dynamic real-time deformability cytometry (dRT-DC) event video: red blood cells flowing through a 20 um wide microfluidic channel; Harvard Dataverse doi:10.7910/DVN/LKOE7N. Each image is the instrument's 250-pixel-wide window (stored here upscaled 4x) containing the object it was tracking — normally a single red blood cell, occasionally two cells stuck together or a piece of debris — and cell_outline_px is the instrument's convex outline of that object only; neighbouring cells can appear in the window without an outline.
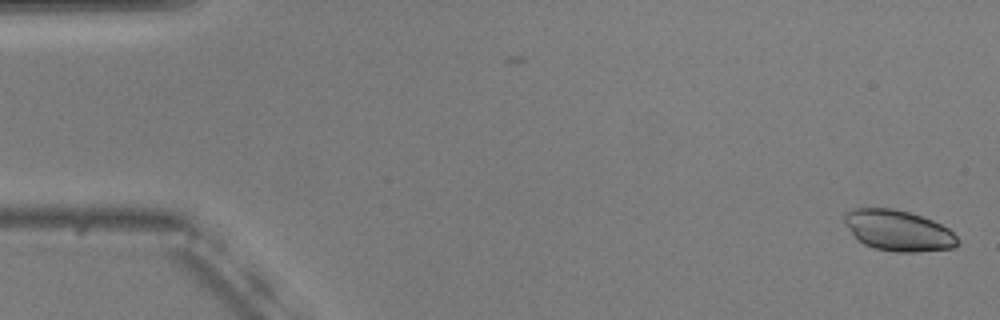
{"species": "common noctule bat (a hibernating species)", "species_latin": "Nyctalus noctula", "temperature_condition": "warm", "stored_images_in_passage": 9, "camera_frame_rate_fps": 3000, "um_per_image_px": 0.085, "animal": {"sex": "male", "body_mass_g": 20.5, "forearm_length_mm": 52.5}, "frame": {"image": 1, "passage_image": 1, "time_ms": 0.0, "image_size_px": [1000, 320], "cell_outline_px": [[960, 244], [952, 248], [916, 252], [896, 252], [876, 248], [864, 244], [852, 232], [844, 220], [844, 212], [852, 208], [892, 208], [908, 212], [932, 220], [948, 228], [960, 240]], "centroid_in_image_um": [76.38, 19.59], "position_along_channel_um": 8.6, "area_um2": 26.65}}